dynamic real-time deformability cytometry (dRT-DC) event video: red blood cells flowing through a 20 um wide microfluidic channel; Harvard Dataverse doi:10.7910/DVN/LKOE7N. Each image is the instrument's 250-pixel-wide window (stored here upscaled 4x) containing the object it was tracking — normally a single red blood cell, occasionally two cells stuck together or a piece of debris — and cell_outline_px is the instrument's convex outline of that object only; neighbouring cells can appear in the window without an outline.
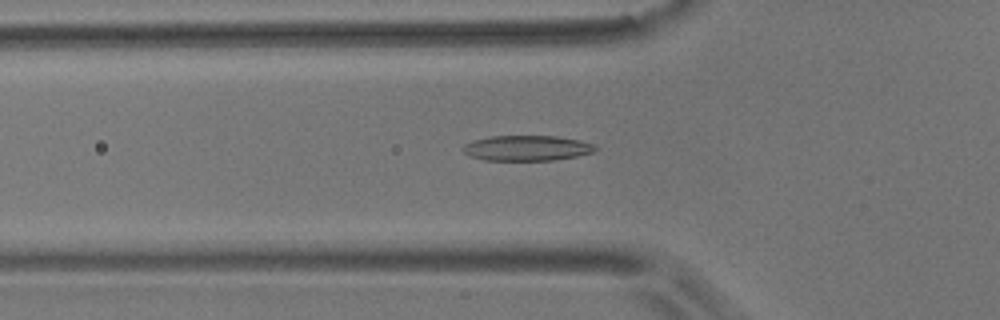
{"species": "common noctule bat (a hibernating species)", "species_latin": "Nyctalus noctula", "temperature_condition": "room temperature", "stored_images_in_passage": 53, "camera_frame_rate_fps": 3000, "um_per_image_px": 0.085, "animal": {"sex": "male", "body_mass_g": 17.9}, "frame": {"image": 1, "passage_image": 16, "time_ms": 5.0, "image_size_px": [1000, 320], "cell_outline_px": [[596, 148], [592, 152], [576, 156], [552, 160], [484, 160], [468, 156], [460, 148], [464, 144], [472, 140], [492, 136], [556, 136], [580, 140], [592, 144]], "centroid_in_image_um": [44.7, 12.58], "position_along_channel_um": 81.1, "area_um2": 19.48}}
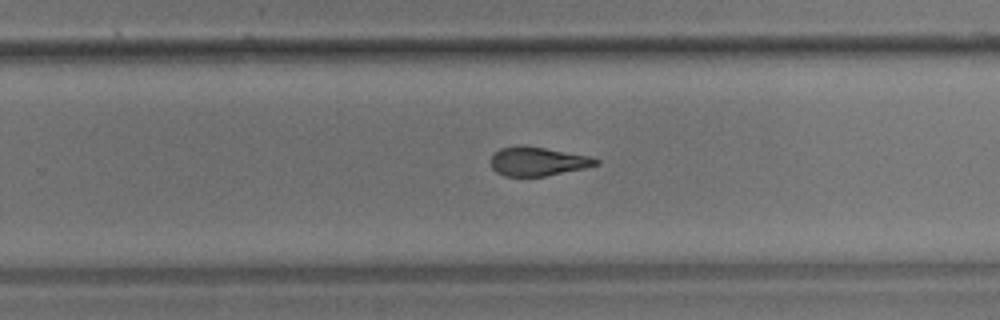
{"frame": {"image": 2, "passage_image": 33, "time_ms": 10.667, "image_size_px": [1000, 320], "cell_outline_px": [[600, 164], [584, 168], [544, 176], [504, 176], [496, 172], [492, 168], [492, 156], [500, 148], [520, 144], [524, 144], [588, 156], [600, 160]], "centroid_in_image_um": [45.69, 13.71], "position_along_channel_um": 284.1, "area_um2": 17.63}}
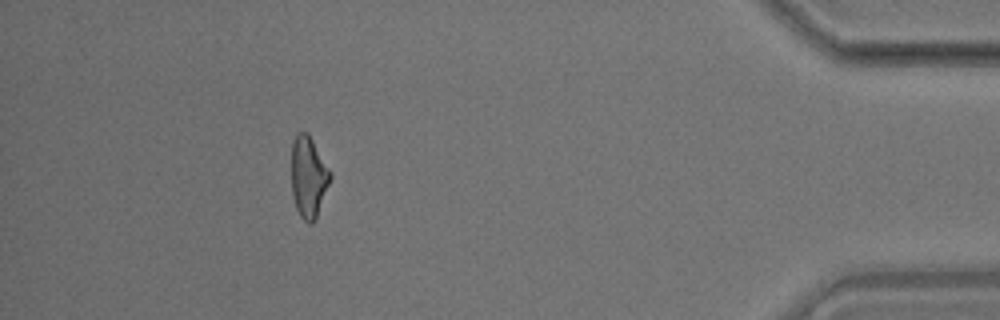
{"frame": {"image": 3, "passage_image": 48, "time_ms": 15.667, "image_size_px": [1000, 320], "cell_outline_px": [[332, 176], [316, 220], [312, 224], [308, 224], [300, 216], [296, 208], [292, 196], [292, 144], [296, 132], [308, 132], [332, 172]], "centroid_in_image_um": [26.23, 15.05], "position_along_channel_um": 409.0, "area_um2": 18.67}, "authors_computed_cell_mechanics": {"area_um2": 18.9584, "velocity_mm_per_s": 3.5743, "shape_relaxation_time_tau1_ms": 6.0366, "shape_relaxation_time_tau2_ms": 2.7619, "deformation_change_tau1": 0.1733, "deformation_change_tau2": 0.1187}}